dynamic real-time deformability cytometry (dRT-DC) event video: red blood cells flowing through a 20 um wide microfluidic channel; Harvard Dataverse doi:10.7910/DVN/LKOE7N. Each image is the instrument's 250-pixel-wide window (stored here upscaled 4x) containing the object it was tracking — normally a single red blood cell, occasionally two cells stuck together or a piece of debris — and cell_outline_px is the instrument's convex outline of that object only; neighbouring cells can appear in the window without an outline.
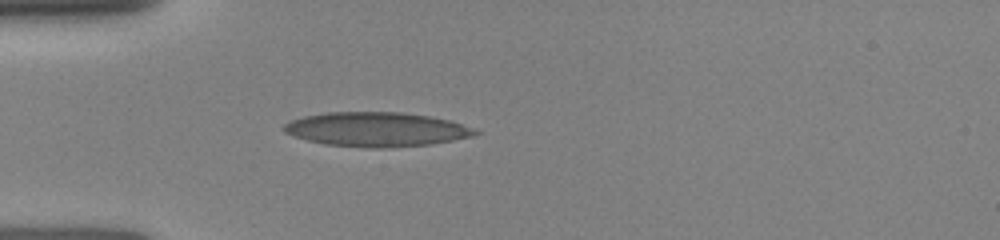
{"species": "human", "species_latin": "Homo sapiens", "temperature_condition": "room temperature", "stored_images_in_passage": 5, "camera_frame_rate_fps": 3000, "um_per_image_px": 0.085, "donor": {"sex": "female"}, "frame": {"image": 1, "passage_image": 3, "time_ms": 1.333, "image_size_px": [1000, 240], "cell_outline_px": [[480, 132], [472, 136], [452, 140], [428, 144], [380, 148], [372, 148], [324, 144], [292, 136], [284, 132], [284, 124], [288, 120], [304, 116], [328, 112], [400, 112], [428, 116], [452, 120]], "centroid_in_image_um": [31.94, 10.99], "position_along_channel_um": 53.1, "area_um2": 38.03}}
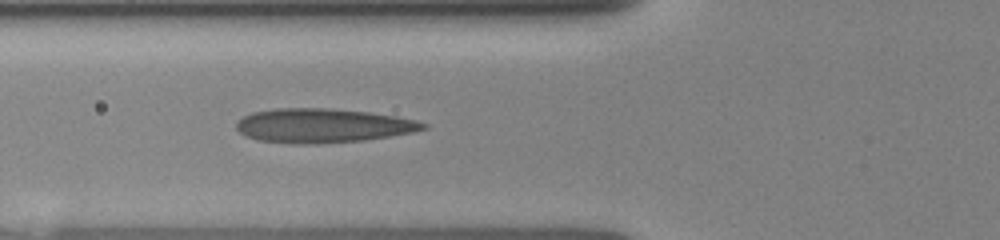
{"frame": {"image": 2, "passage_image": 5, "time_ms": 2.667, "image_size_px": [1000, 240], "cell_outline_px": [[428, 128], [412, 132], [388, 136], [360, 140], [260, 140], [248, 136], [240, 132], [236, 128], [236, 124], [244, 116], [252, 112], [276, 108], [324, 108], [368, 112], [396, 116], [416, 120], [428, 124]], "centroid_in_image_um": [27.5, 10.6], "position_along_channel_um": 98.3, "area_um2": 35.08}}